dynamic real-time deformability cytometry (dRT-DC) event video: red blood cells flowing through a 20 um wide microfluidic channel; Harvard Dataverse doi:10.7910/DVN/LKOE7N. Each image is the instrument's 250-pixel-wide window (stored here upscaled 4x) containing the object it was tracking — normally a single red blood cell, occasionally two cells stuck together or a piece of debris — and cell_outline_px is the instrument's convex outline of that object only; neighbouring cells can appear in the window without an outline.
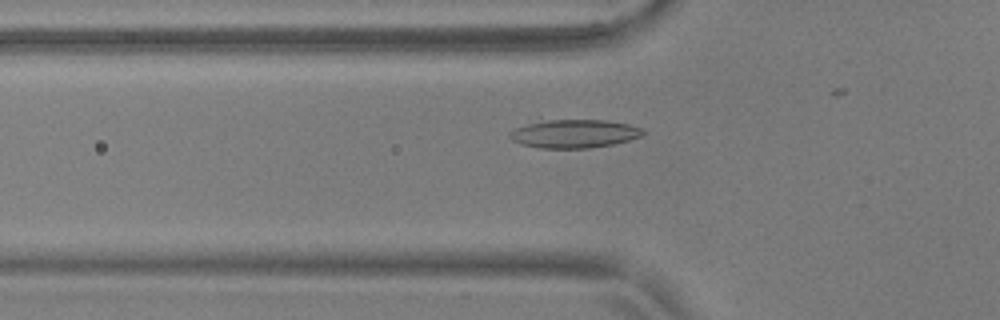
{"species": "common noctule bat (a hibernating species)", "species_latin": "Nyctalus noctula", "temperature_condition": "warm", "stored_images_in_passage": 32, "camera_frame_rate_fps": 3000, "um_per_image_px": 0.085, "animal": {"sex": "male", "body_mass_g": 17.9, "forearm_length_mm": 54.2}, "frame": {"image": 1, "passage_image": 20, "time_ms": 6.333, "image_size_px": [1000, 320], "cell_outline_px": [[648, 132], [640, 136], [628, 140], [612, 144], [588, 148], [540, 148], [520, 144], [512, 140], [508, 136], [508, 132], [516, 128], [528, 124], [548, 120], [608, 120], [628, 124], [644, 128]], "centroid_in_image_um": [48.83, 11.36], "position_along_channel_um": 77.0, "area_um2": 22.02}}
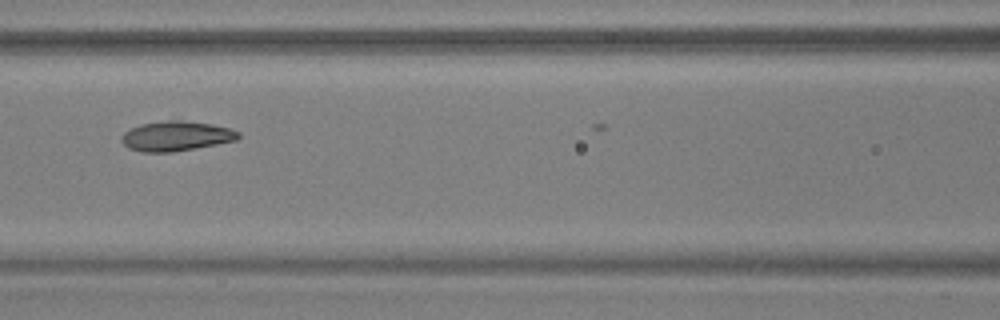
{"frame": {"image": 2, "passage_image": 26, "time_ms": 8.333, "image_size_px": [1000, 320], "cell_outline_px": [[240, 136], [236, 140], [216, 144], [172, 152], [144, 152], [128, 148], [120, 140], [120, 136], [124, 132], [140, 124], [168, 120], [180, 120], [212, 124], [228, 128], [240, 132]], "centroid_in_image_um": [14.94, 11.56], "position_along_channel_um": 151.7, "area_um2": 20.17}}
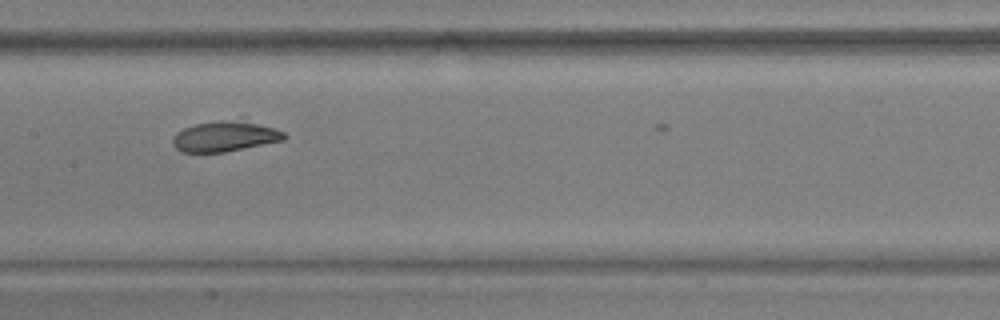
{"frame": {"image": 3, "passage_image": 29, "time_ms": 9.333, "image_size_px": [1000, 320], "cell_outline_px": [[288, 136], [284, 140], [224, 152], [180, 152], [172, 144], [172, 136], [176, 132], [184, 128], [196, 124], [220, 120], [224, 120], [256, 124], [276, 128], [284, 132]], "centroid_in_image_um": [19.08, 11.61], "position_along_channel_um": 188.3, "area_um2": 19.42}}